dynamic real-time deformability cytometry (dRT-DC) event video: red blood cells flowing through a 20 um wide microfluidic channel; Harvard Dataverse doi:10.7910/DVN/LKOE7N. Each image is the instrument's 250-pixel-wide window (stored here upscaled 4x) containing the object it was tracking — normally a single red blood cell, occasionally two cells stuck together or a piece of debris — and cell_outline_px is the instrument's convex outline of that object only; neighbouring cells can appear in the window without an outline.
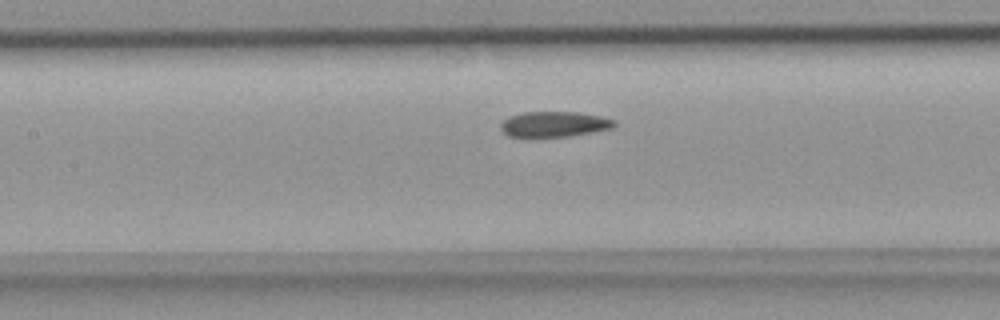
{"species": "common noctule bat (a hibernating species)", "species_latin": "Nyctalus noctula", "temperature_condition": "room temperature", "stored_images_in_passage": 34, "camera_frame_rate_fps": 3000, "um_per_image_px": 0.085, "animal": {"sex": "female", "body_mass_g": 18.4}, "frame": {"image": 1, "passage_image": 13, "time_ms": 4.0, "image_size_px": [1000, 320], "cell_outline_px": [[616, 124], [612, 128], [596, 132], [568, 136], [528, 140], [508, 136], [500, 128], [500, 124], [508, 116], [524, 112], [580, 112], [600, 116], [616, 120]], "centroid_in_image_um": [47.06, 10.6], "position_along_channel_um": 160.3, "area_um2": 17.69}}
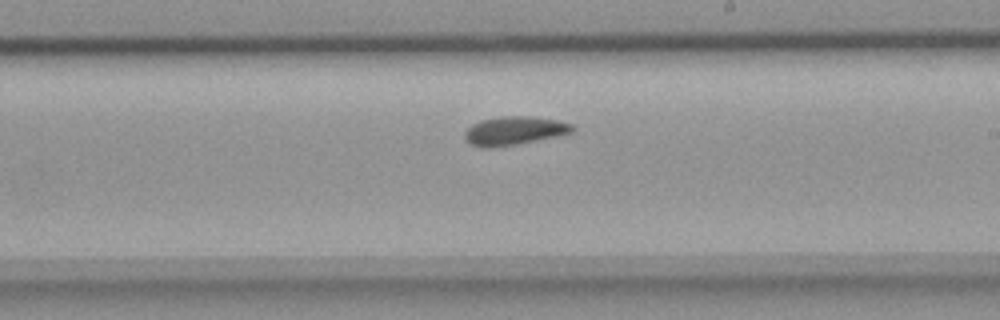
{"frame": {"image": 2, "passage_image": 19, "time_ms": 6.0, "image_size_px": [1000, 320], "cell_outline_px": [[576, 128], [572, 132], [556, 136], [512, 144], [488, 148], [484, 148], [472, 144], [464, 136], [464, 132], [472, 124], [480, 120], [500, 116], [532, 116], [556, 120], [572, 124]], "centroid_in_image_um": [43.7, 11.08], "position_along_channel_um": 245.3, "area_um2": 17.57}}
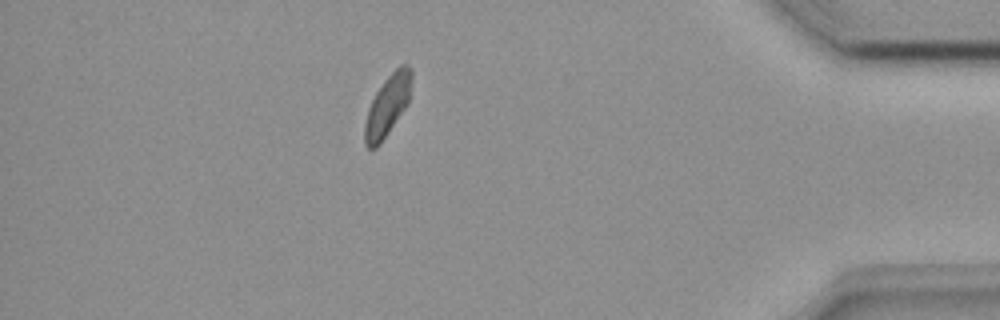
{"frame": {"image": 3, "passage_image": 33, "time_ms": 10.667, "image_size_px": [1000, 320], "cell_outline_px": [[412, 76], [408, 104], [380, 144], [376, 148], [368, 148], [364, 144], [364, 124], [368, 108], [376, 92], [384, 80], [400, 64], [408, 64], [412, 68]], "centroid_in_image_um": [32.94, 8.96], "position_along_channel_um": 402.3, "area_um2": 16.65}}